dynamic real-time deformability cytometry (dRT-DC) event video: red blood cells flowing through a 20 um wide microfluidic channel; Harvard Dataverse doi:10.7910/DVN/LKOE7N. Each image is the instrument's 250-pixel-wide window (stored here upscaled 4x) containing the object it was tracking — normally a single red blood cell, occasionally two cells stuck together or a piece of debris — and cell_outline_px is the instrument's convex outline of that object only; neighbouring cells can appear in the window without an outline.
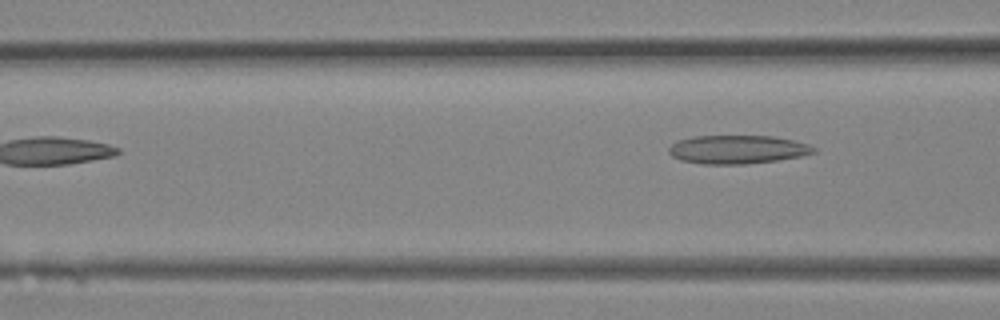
{"species": "Egyptian fruit bat (a non-hibernating species)", "species_latin": "Rousettus aegyptiacus", "temperature_condition": "room temperature", "stored_images_in_passage": 12, "camera_frame_rate_fps": 3000, "um_per_image_px": 0.085, "animal": {"sex": "female"}, "frame": {"image": 1, "passage_image": 12, "time_ms": 3.667, "image_size_px": [1000, 320], "cell_outline_px": [[816, 152], [800, 156], [776, 160], [744, 164], [700, 164], [680, 160], [672, 156], [668, 152], [668, 148], [676, 140], [692, 136], [772, 136], [792, 140], [808, 144], [816, 148]], "centroid_in_image_um": [62.63, 12.7], "position_along_channel_um": 104.0, "area_um2": 24.1}}